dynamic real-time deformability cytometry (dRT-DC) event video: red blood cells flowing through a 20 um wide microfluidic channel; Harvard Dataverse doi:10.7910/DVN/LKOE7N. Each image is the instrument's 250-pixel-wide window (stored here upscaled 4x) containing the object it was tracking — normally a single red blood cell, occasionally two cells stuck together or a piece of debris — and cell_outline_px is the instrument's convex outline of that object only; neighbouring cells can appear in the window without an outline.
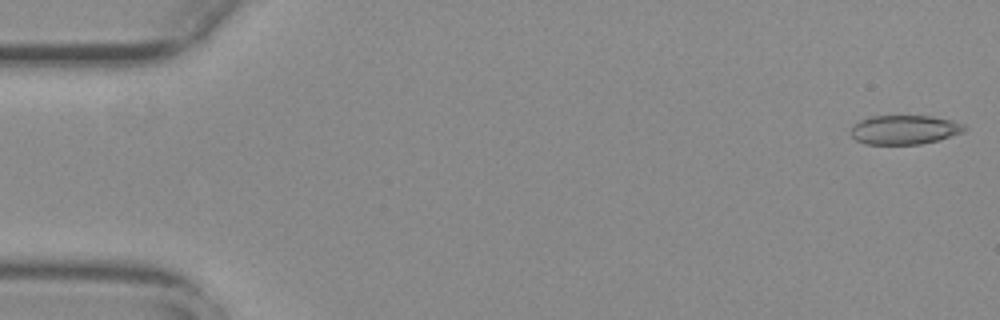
{"species": "common noctule bat (a hibernating species)", "species_latin": "Nyctalus noctula", "temperature_condition": "warm", "stored_images_in_passage": 55, "camera_frame_rate_fps": 3000, "um_per_image_px": 0.085, "animal": {"sex": "female", "body_mass_g": 29.2, "forearm_length_mm": 56.3}, "frame": {"image": 1, "passage_image": 1, "time_ms": 0.0, "image_size_px": [1000, 320], "cell_outline_px": [[968, 128], [964, 132], [940, 140], [920, 144], [864, 144], [856, 140], [852, 136], [852, 124], [860, 120], [872, 116], [932, 116], [952, 120], [964, 124]], "centroid_in_image_um": [76.91, 11.03], "position_along_channel_um": 8.1, "area_um2": 19.48}}
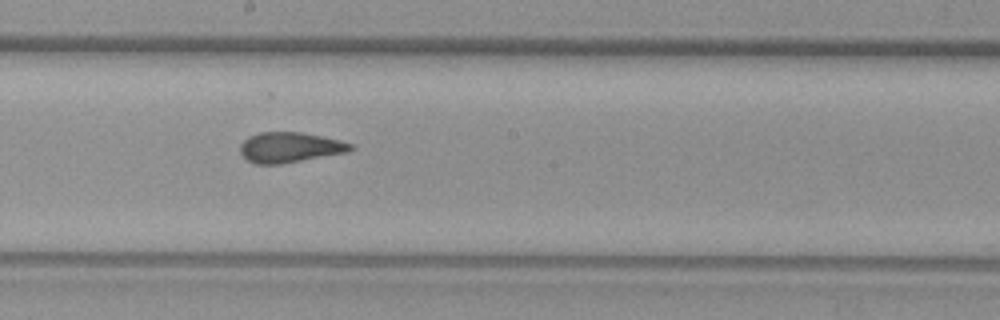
{"frame": {"image": 2, "passage_image": 30, "time_ms": 9.667, "image_size_px": [1000, 320], "cell_outline_px": [[356, 148], [348, 152], [280, 164], [256, 164], [248, 160], [240, 152], [240, 144], [248, 136], [260, 132], [300, 132], [340, 140], [352, 144]], "centroid_in_image_um": [24.64, 12.52], "position_along_channel_um": 223.6, "area_um2": 19.42}}
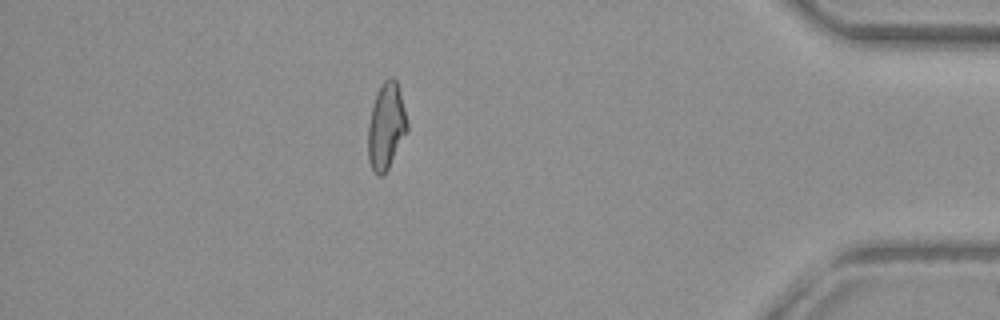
{"frame": {"image": 3, "passage_image": 48, "time_ms": 15.667, "image_size_px": [1000, 320], "cell_outline_px": [[408, 132], [388, 168], [380, 176], [376, 176], [372, 172], [368, 160], [368, 128], [372, 108], [380, 84], [388, 76], [392, 76], [396, 80], [400, 92], [408, 124]], "centroid_in_image_um": [32.83, 10.75], "position_along_channel_um": 402.4, "area_um2": 19.77}, "authors_computed_cell_mechanics": {"area_um2": 19.941, "velocity_mm_per_s": 3.743, "shape_relaxation_time_tau1_ms": null, "shape_relaxation_time_tau2_ms": 1.0908, "deformation_change_tau1": null, "deformation_change_tau2": 0.0922}}